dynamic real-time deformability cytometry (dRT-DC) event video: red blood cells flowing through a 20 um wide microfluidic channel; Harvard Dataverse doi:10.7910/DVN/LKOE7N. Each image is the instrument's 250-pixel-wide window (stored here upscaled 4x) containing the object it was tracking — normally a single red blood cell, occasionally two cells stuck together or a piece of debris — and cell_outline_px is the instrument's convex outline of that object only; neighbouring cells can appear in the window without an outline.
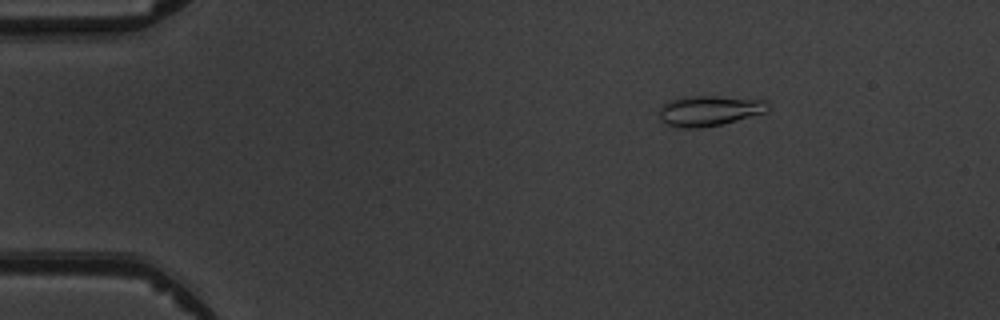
{"species": "common noctule bat (a hibernating species)", "species_latin": "Nyctalus noctula", "temperature_condition": "warm", "stored_images_in_passage": 7, "camera_frame_rate_fps": 3000, "um_per_image_px": 0.085, "animal": {"sex": "male", "body_mass_g": 19.5, "forearm_length_mm": 54.6}, "frame": {"image": 1, "passage_image": 3, "time_ms": 2.333, "image_size_px": [1000, 320], "cell_outline_px": [[768, 112], [720, 124], [700, 128], [680, 128], [668, 124], [660, 120], [660, 108], [668, 100], [684, 96], [716, 96], [768, 100]], "centroid_in_image_um": [60.29, 9.4], "position_along_channel_um": 24.7, "area_um2": 19.25}}
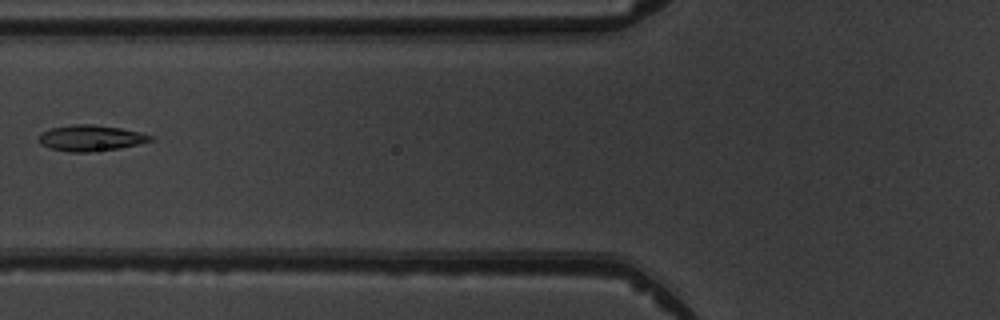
{"frame": {"image": 2, "passage_image": 6, "time_ms": 6.667, "image_size_px": [1000, 320], "cell_outline_px": [[152, 140], [120, 148], [88, 152], [68, 152], [48, 148], [40, 144], [40, 132], [52, 128], [72, 124], [92, 124], [120, 128], [140, 132], [152, 136]], "centroid_in_image_um": [7.66, 11.73], "position_along_channel_um": 118.1, "area_um2": 16.76}}
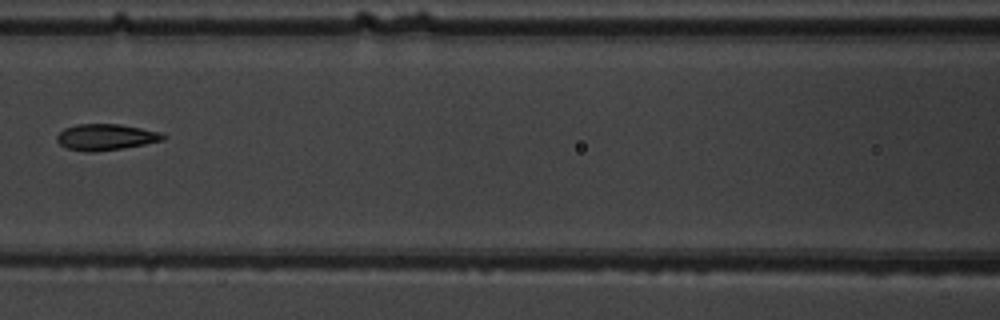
{"frame": {"image": 3, "passage_image": 7, "time_ms": 7.667, "image_size_px": [1000, 320], "cell_outline_px": [[168, 136], [164, 140], [124, 148], [96, 152], [88, 152], [68, 148], [60, 144], [56, 140], [56, 136], [64, 128], [76, 124], [120, 124], [160, 132]], "centroid_in_image_um": [9.0, 11.65], "position_along_channel_um": 157.6, "area_um2": 16.24}}